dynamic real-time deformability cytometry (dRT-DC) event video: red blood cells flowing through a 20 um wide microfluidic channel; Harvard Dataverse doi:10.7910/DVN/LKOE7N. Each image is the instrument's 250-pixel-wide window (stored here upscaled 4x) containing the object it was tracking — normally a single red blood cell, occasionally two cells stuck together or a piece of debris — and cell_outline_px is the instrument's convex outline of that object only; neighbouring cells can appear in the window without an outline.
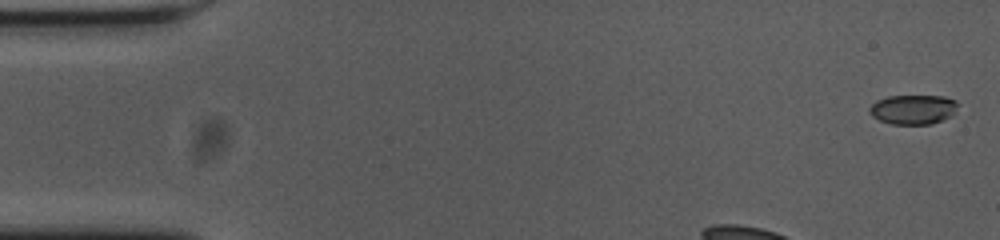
{"species": "common noctule bat (a hibernating species)", "species_latin": "Nyctalus noctula", "temperature_condition": "cold", "stored_images_in_passage": 41, "camera_frame_rate_fps": 3000, "um_per_image_px": 0.085, "animal": {"sex": "female", "body_mass_g": 23.0, "forearm_length_mm": 53.4}, "frame": {"image": 1, "passage_image": 1, "time_ms": 0.0, "image_size_px": [1000, 240], "cell_outline_px": [[956, 104], [952, 116], [932, 124], [892, 124], [880, 120], [872, 116], [868, 108], [876, 100], [888, 96], [944, 96], [956, 100]], "centroid_in_image_um": [77.59, 9.3], "position_along_channel_um": 7.4, "area_um2": 15.14}}
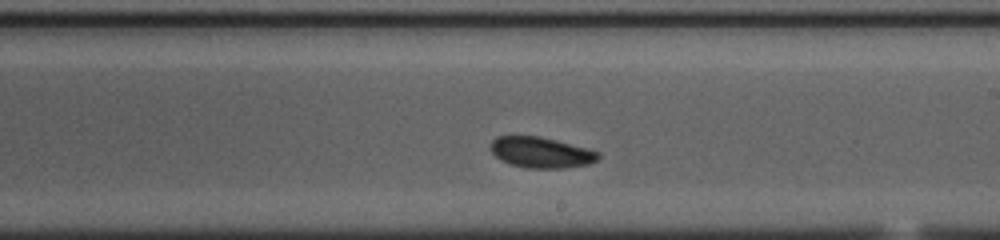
{"frame": {"image": 2, "passage_image": 26, "time_ms": 8.333, "image_size_px": [1000, 240], "cell_outline_px": [[600, 156], [596, 160], [588, 164], [564, 168], [528, 168], [508, 164], [500, 160], [492, 152], [492, 140], [496, 136], [540, 136], [556, 140], [600, 152]], "centroid_in_image_um": [45.98, 12.96], "position_along_channel_um": 243.0, "area_um2": 19.19}}
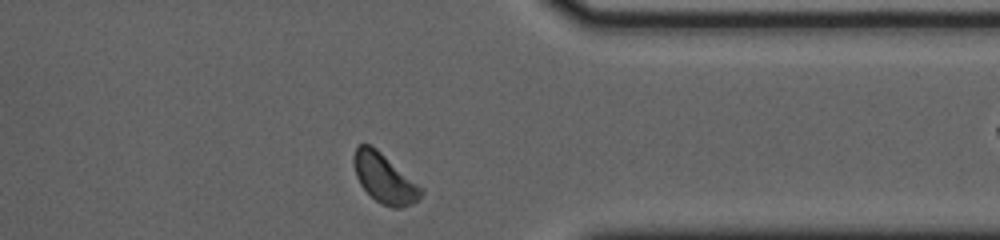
{"frame": {"image": 3, "passage_image": 38, "time_ms": 12.333, "image_size_px": [1000, 240], "cell_outline_px": [[424, 192], [412, 204], [400, 208], [392, 208], [380, 204], [360, 184], [356, 176], [352, 160], [356, 148], [360, 144], [368, 144], [376, 148], [424, 188]], "centroid_in_image_um": [32.69, 15.16], "position_along_channel_um": 378.7, "area_um2": 19.31}}